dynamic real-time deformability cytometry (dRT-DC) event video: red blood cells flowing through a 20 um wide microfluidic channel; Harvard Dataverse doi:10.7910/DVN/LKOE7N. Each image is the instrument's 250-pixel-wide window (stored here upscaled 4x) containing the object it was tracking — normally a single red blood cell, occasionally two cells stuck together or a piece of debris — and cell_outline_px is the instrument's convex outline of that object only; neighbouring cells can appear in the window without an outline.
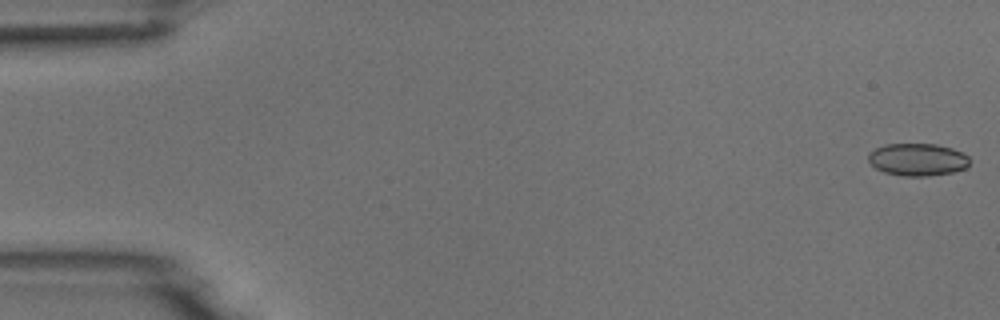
{"species": "common noctule bat (a hibernating species)", "species_latin": "Nyctalus noctula", "temperature_condition": "room temperature", "stored_images_in_passage": 7, "camera_frame_rate_fps": 3000, "um_per_image_px": 0.085, "animal": {"sex": "male", "body_mass_g": 18.8}, "frame": {"image": 1, "passage_image": 1, "time_ms": 0.0, "image_size_px": [1000, 320], "cell_outline_px": [[968, 164], [964, 168], [952, 172], [928, 176], [904, 176], [884, 172], [876, 168], [868, 160], [868, 152], [884, 144], [936, 144], [952, 148], [968, 156]], "centroid_in_image_um": [77.96, 13.55], "position_along_channel_um": 7.0, "area_um2": 19.02}}
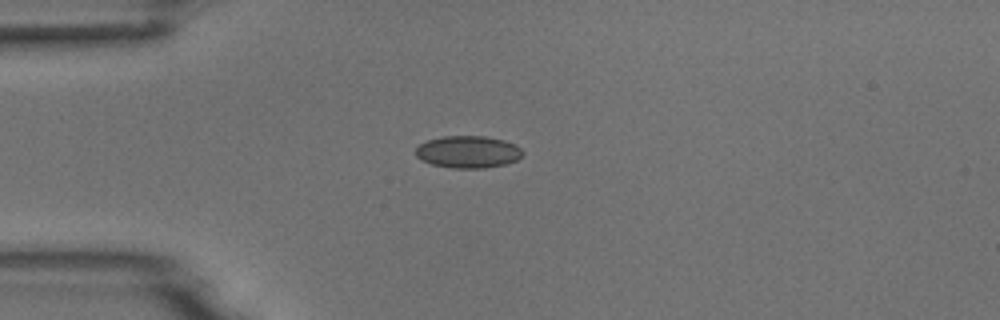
{"frame": {"image": 2, "passage_image": 4, "time_ms": 1.0, "image_size_px": [1000, 320], "cell_outline_px": [[524, 152], [516, 160], [504, 164], [484, 168], [452, 168], [432, 164], [416, 156], [416, 148], [420, 144], [428, 140], [444, 136], [484, 136], [504, 140], [516, 144]], "centroid_in_image_um": [39.8, 12.9], "position_along_channel_um": 45.2, "area_um2": 19.88}}
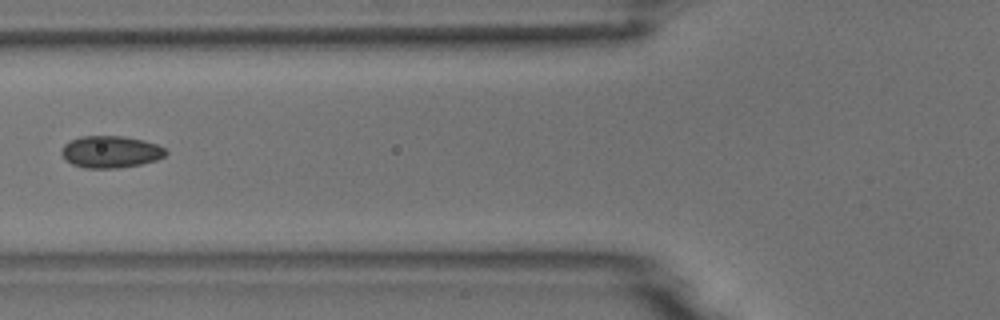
{"frame": {"image": 3, "passage_image": 6, "time_ms": 1.667, "image_size_px": [1000, 320], "cell_outline_px": [[168, 152], [164, 156], [156, 160], [140, 164], [120, 168], [84, 168], [72, 164], [64, 160], [60, 152], [64, 144], [80, 136], [124, 136], [144, 140], [156, 144], [164, 148]], "centroid_in_image_um": [9.38, 12.91], "position_along_channel_um": 116.4, "area_um2": 19.54}}